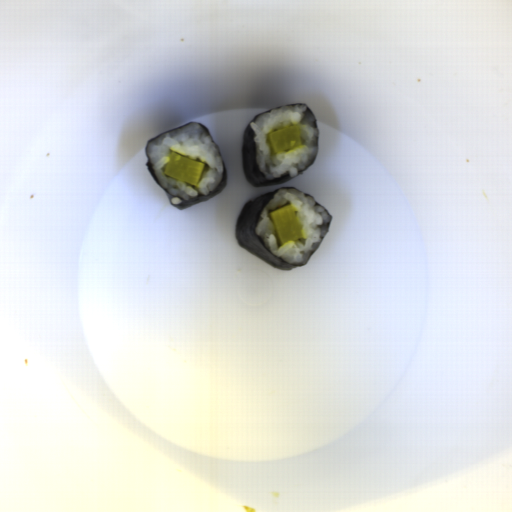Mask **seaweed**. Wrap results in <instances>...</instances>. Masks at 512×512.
<instances>
[{"mask_svg": "<svg viewBox=\"0 0 512 512\" xmlns=\"http://www.w3.org/2000/svg\"><path fill=\"white\" fill-rule=\"evenodd\" d=\"M294 189L298 190L300 192V189L296 187H284V188H278L274 191H271L269 193L256 196L252 198L251 200L247 201L246 204L243 206L237 220H236V226H235V234H236V240L239 243V245L250 254L256 256L257 258L261 259L262 261L266 262L267 264L271 265L274 268L280 269V270H292L296 267L304 266V265H292L288 264L279 257L272 254L265 246L262 238L256 234L255 227L258 224L260 220V213L265 208V206L270 202V200L273 198L275 193L279 191L280 189ZM307 196L315 199L313 195H310L308 193L303 192ZM316 205H321L327 213L330 215L327 208H325L322 204L316 201ZM331 217V215H330ZM332 218L330 220L328 231L323 238L322 242L326 238L330 225H331ZM321 242V244H322ZM320 244V246H321ZM319 246V247H320ZM317 248V250L319 249ZM316 250V251H317ZM314 252V254L316 253ZM313 254V255H314ZM311 256V258L313 257ZM311 258L307 261L305 265L308 264V262L311 260Z\"/></svg>", "mask_w": 512, "mask_h": 512, "instance_id": "1", "label": "seaweed"}, {"mask_svg": "<svg viewBox=\"0 0 512 512\" xmlns=\"http://www.w3.org/2000/svg\"><path fill=\"white\" fill-rule=\"evenodd\" d=\"M296 105H306V104H304V103L303 104H286V105H282V106L275 107V108H272V109H268L266 111L258 113L250 122H252V121L255 122L257 117L260 116L261 114H263L264 112L272 111V110L281 108L283 106H296ZM306 106L309 109L310 113L312 114V116L314 118L315 125H316L317 130H318V146H317V153H316V157H315V160H316L317 155H318V151H319V129H318V123H317V120H316L315 115L312 112V110L309 108L308 105H306ZM250 122L246 126L245 131L243 133V137H242V142H241V164H242V170H243L244 179L251 186H253L254 188L255 187H266V186H271V185L282 184L284 182L292 180V179L296 178L297 176L301 175L303 172H305L309 167H311L314 164L315 160L311 164H309L304 170L299 171L298 175L293 177V178H291L289 175H284L280 179H275V180H271V181L270 180H265L263 173L260 172V170L258 168V165H257L256 153H255V144H254V141H253L254 133H253L251 127H250Z\"/></svg>", "mask_w": 512, "mask_h": 512, "instance_id": "2", "label": "seaweed"}, {"mask_svg": "<svg viewBox=\"0 0 512 512\" xmlns=\"http://www.w3.org/2000/svg\"><path fill=\"white\" fill-rule=\"evenodd\" d=\"M192 122H196V121H191V122L186 123V124H184V125H181V126H179V127H176V128L171 129V130H168V131H166V132H164V133H162V134H160V135H158V136H156V137L150 138L149 140H147V142H146V144H145V146H144V151H145V156H146V164H145V165H146V167H147V169H148V171H149V173H150V175H151L152 179L156 182V184H157L161 189H163V188H162V186L159 184V182H158V180H157V178H156V176H155V173H154V171H153V169H152V167H151V164H150V161H149V158H148V155H147V151H146L147 145H148V143H149L150 141H152V140H154V139H156V138H158V137H160V136H162V135H164V134H166V133H168V132H171V131H173V130L179 129V128H181V127H184V126H186V125H188V124H190V123H192ZM196 123H198L202 128H204V129L208 132V134L210 135V137L212 138V136H211V132H210V129H209V128H207L206 126H204L203 124H201V123H199V122H196ZM212 140H213V138H212ZM213 141H214V140H213ZM214 143H215V141H214ZM215 144H216V143H215ZM216 146H217V144H216ZM217 148H218V146H217ZM218 150H219V148H218ZM219 153H220V150H219ZM220 155H221V153H220ZM221 158H222V160H223L222 155H221ZM223 166H224L223 180L221 181V183H220V184H219V185H218V186H217L213 191H211V192H210V193H208L207 195H203V196H200V197H195V198H192V199L186 200V201H184V202L180 203L179 205H176V206H175L174 204H172V202H171V200H170V199H171V197H172V195L163 189V190L167 193V195H168V199H169V203H170V205H171V206H173L174 208H176L177 210H184V209H186V208H188V207H191V206H193V205H195V204H197V203H200V202H202V201H209L210 199H212L213 197H215L216 195H218L219 193H221V192L223 191V189L226 187V184H227V169H226V164H225L224 160H223Z\"/></svg>", "mask_w": 512, "mask_h": 512, "instance_id": "3", "label": "seaweed"}]
</instances>
